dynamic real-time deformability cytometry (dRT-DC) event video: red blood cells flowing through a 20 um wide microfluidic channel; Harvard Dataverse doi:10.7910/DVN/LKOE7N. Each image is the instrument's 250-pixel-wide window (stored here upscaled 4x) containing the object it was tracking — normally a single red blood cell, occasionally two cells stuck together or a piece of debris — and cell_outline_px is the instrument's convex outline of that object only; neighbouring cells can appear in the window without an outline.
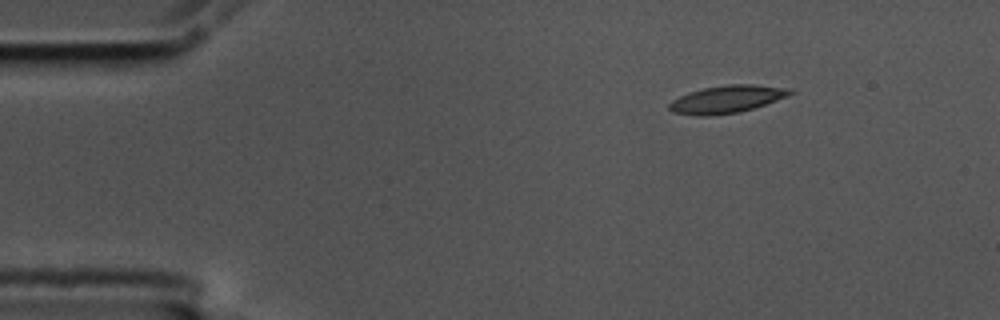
{"species": "common noctule bat (a hibernating species)", "species_latin": "Nyctalus noctula", "temperature_condition": "cold", "stored_images_in_passage": 3, "camera_frame_rate_fps": 3000, "um_per_image_px": 0.085, "animal": {"sex": "male", "body_mass_g": 17.5, "forearm_length_mm": 52.3}, "frame": {"image": 1, "passage_image": 1, "time_ms": 0.0, "image_size_px": [1000, 320], "cell_outline_px": [[796, 92], [788, 96], [740, 112], [708, 116], [696, 116], [672, 112], [668, 108], [668, 104], [672, 100], [688, 92], [704, 88], [724, 84], [756, 84], [792, 88]], "centroid_in_image_um": [61.79, 8.42], "position_along_channel_um": 23.2, "area_um2": 19.59}}